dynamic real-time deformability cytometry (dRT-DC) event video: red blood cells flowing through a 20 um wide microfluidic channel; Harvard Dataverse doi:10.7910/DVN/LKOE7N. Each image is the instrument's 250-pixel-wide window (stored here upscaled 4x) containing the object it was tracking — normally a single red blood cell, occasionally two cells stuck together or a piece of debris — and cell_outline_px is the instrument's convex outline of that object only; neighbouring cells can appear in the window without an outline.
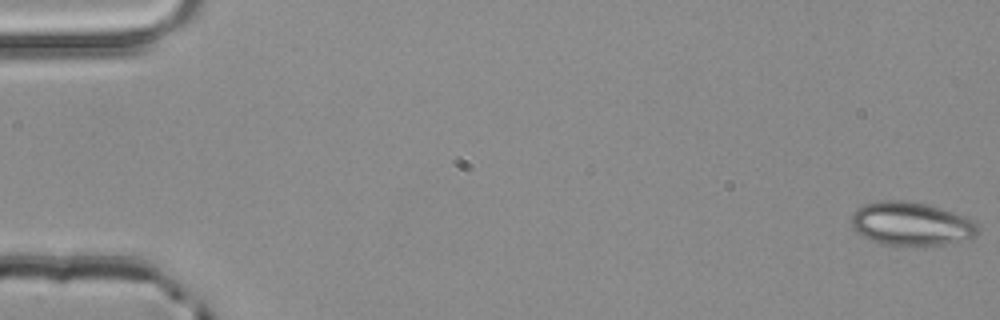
{"species": "common noctule bat (a hibernating species)", "species_latin": "Nyctalus noctula", "temperature_condition": "room temperature", "stored_images_in_passage": 5, "camera_frame_rate_fps": 3000, "um_per_image_px": 0.085, "animal": {"sex": "male", "body_mass_g": 20.4}, "frame": {"image": 1, "passage_image": 1, "time_ms": 0.0, "image_size_px": [1000, 320], "cell_outline_px": [[980, 232], [972, 240], [924, 248], [904, 248], [880, 244], [856, 232], [852, 228], [852, 212], [856, 208], [864, 204], [880, 200], [908, 200], [928, 204], [964, 216], [972, 220], [980, 228]], "centroid_in_image_um": [77.49, 19.08], "position_along_channel_um": 7.5, "area_um2": 33.52}}